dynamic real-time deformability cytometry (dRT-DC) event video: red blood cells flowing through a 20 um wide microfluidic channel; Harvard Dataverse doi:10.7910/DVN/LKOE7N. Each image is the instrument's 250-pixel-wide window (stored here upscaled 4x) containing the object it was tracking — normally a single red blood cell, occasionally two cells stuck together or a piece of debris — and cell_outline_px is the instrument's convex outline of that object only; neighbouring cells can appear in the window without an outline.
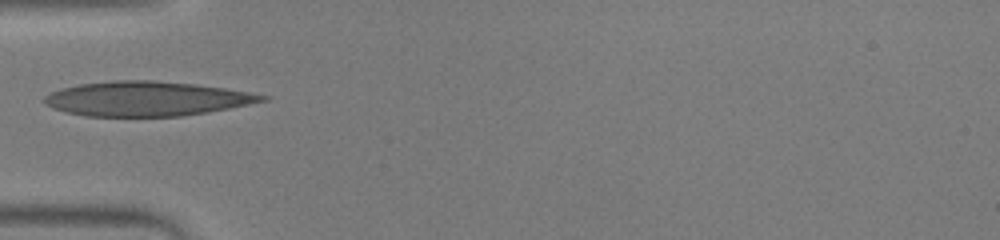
{"species": "human", "species_latin": "Homo sapiens", "temperature_condition": "warm", "stored_images_in_passage": 34, "camera_frame_rate_fps": 3000, "um_per_image_px": 0.085, "donor": {"sex": "male"}, "frame": {"image": 1, "passage_image": 1, "time_ms": 0.0, "image_size_px": [1000, 240], "cell_outline_px": [[268, 100], [208, 112], [180, 116], [84, 116], [64, 112], [52, 108], [44, 104], [44, 96], [52, 92], [64, 88], [80, 84], [116, 80], [152, 80], [196, 84], [224, 88], [248, 92], [268, 96]], "centroid_in_image_um": [12.43, 8.39], "position_along_channel_um": 72.6, "area_um2": 43.64}}
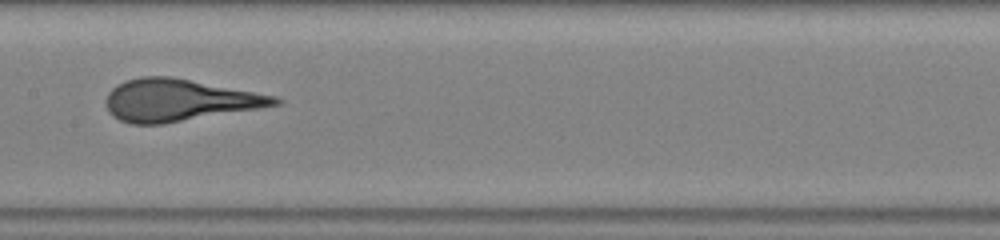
{"frame": {"image": 2, "passage_image": 10, "time_ms": 3.0, "image_size_px": [1000, 240], "cell_outline_px": [[284, 100], [280, 104], [164, 124], [132, 124], [120, 120], [112, 116], [108, 112], [108, 92], [112, 88], [124, 80], [140, 76], [172, 76], [276, 96]], "centroid_in_image_um": [15.19, 8.5], "position_along_channel_um": 192.2, "area_um2": 41.1}}
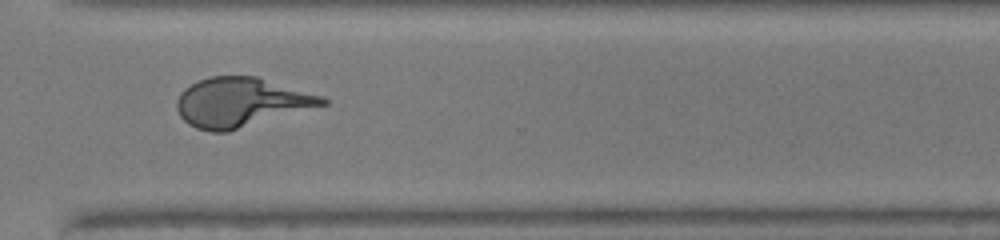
{"frame": {"image": 3, "passage_image": 22, "time_ms": 7.0, "image_size_px": [1000, 240], "cell_outline_px": [[328, 104], [228, 132], [212, 132], [196, 128], [188, 124], [180, 116], [176, 108], [176, 100], [180, 92], [184, 88], [200, 80], [212, 76], [256, 76], [324, 96], [328, 100]], "centroid_in_image_um": [20.48, 8.7], "position_along_channel_um": 350.1, "area_um2": 41.91}}